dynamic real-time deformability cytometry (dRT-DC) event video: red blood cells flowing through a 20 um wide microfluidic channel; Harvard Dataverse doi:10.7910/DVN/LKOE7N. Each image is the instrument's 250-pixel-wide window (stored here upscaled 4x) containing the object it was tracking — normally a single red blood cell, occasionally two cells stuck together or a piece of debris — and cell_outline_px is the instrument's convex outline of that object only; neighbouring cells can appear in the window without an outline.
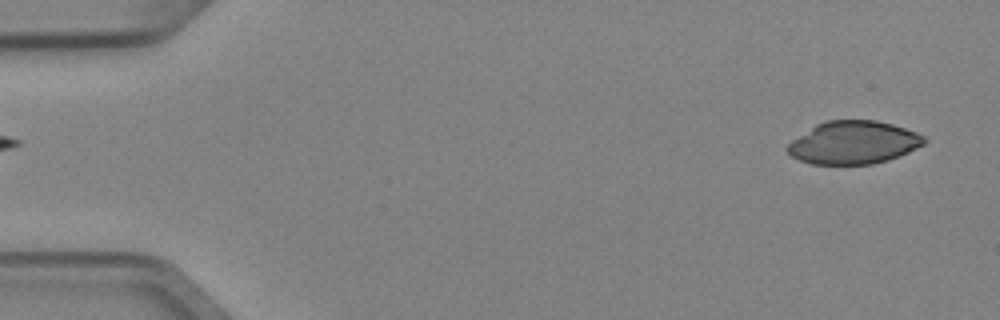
{"species": "Egyptian fruit bat (a non-hibernating species)", "species_latin": "Rousettus aegyptiacus", "temperature_condition": "cold", "stored_images_in_passage": 5, "segment_of_instrument_passage": [2, 2], "camera_frame_rate_fps": 3000, "um_per_image_px": 0.085, "animal": {"sex": "female"}, "frame": {"image": 1, "passage_image": 5, "time_ms": 1.333, "image_size_px": [1000, 320], "cell_outline_px": [[928, 140], [924, 144], [908, 152], [888, 160], [872, 164], [812, 164], [800, 160], [792, 156], [784, 148], [792, 140], [816, 124], [828, 120], [876, 120], [892, 124], [916, 132], [924, 136]], "centroid_in_image_um": [72.55, 12.11], "position_along_channel_um": 12.5, "area_um2": 34.1}}